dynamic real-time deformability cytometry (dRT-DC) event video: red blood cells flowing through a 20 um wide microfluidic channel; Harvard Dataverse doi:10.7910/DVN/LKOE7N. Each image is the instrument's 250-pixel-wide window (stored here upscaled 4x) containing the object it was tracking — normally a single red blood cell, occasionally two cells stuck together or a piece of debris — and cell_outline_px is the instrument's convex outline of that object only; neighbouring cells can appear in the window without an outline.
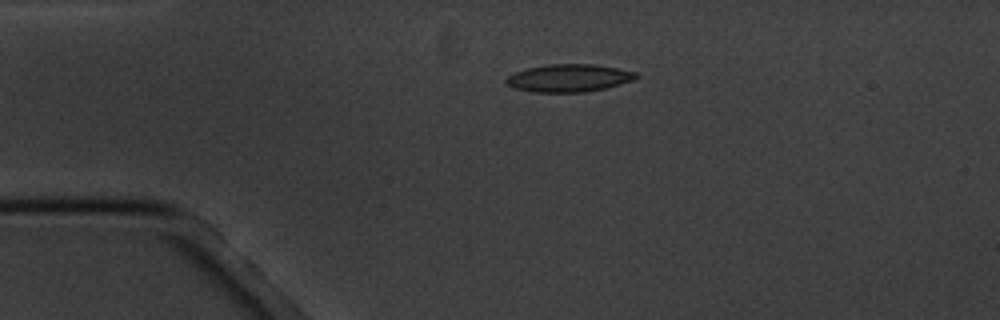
{"species": "common noctule bat (a hibernating species)", "species_latin": "Nyctalus noctula", "temperature_condition": "cold", "stored_images_in_passage": 2, "camera_frame_rate_fps": 3000, "um_per_image_px": 0.085, "animal": {"sex": "male", "body_mass_g": 20.1, "forearm_length_mm": 53.5}, "frame": {"image": 1, "passage_image": 1, "time_ms": 0.0, "image_size_px": [1000, 320], "cell_outline_px": [[640, 76], [632, 80], [620, 84], [604, 88], [580, 92], [532, 92], [516, 88], [508, 84], [504, 80], [508, 76], [516, 72], [528, 68], [548, 64], [592, 64], [616, 68], [636, 72]], "centroid_in_image_um": [48.35, 6.63], "position_along_channel_um": 36.6, "area_um2": 20.63}}